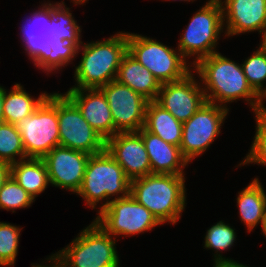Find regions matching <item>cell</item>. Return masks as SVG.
Wrapping results in <instances>:
<instances>
[{
  "label": "cell",
  "instance_id": "cell-1",
  "mask_svg": "<svg viewBox=\"0 0 266 267\" xmlns=\"http://www.w3.org/2000/svg\"><path fill=\"white\" fill-rule=\"evenodd\" d=\"M207 102L228 108L227 103L242 99L254 109L257 94L247 82L242 65L215 52L194 66Z\"/></svg>",
  "mask_w": 266,
  "mask_h": 267
},
{
  "label": "cell",
  "instance_id": "cell-2",
  "mask_svg": "<svg viewBox=\"0 0 266 267\" xmlns=\"http://www.w3.org/2000/svg\"><path fill=\"white\" fill-rule=\"evenodd\" d=\"M78 66H74L75 85L69 89L101 88L116 79L118 68L128 52L127 32L119 31L103 40L82 43Z\"/></svg>",
  "mask_w": 266,
  "mask_h": 267
},
{
  "label": "cell",
  "instance_id": "cell-3",
  "mask_svg": "<svg viewBox=\"0 0 266 267\" xmlns=\"http://www.w3.org/2000/svg\"><path fill=\"white\" fill-rule=\"evenodd\" d=\"M185 175L149 174L130 181V194L163 225H175L185 210Z\"/></svg>",
  "mask_w": 266,
  "mask_h": 267
},
{
  "label": "cell",
  "instance_id": "cell-4",
  "mask_svg": "<svg viewBox=\"0 0 266 267\" xmlns=\"http://www.w3.org/2000/svg\"><path fill=\"white\" fill-rule=\"evenodd\" d=\"M130 181L122 167L105 149L101 153L90 155L81 187L76 195L84 199L86 206L96 209L99 213L111 200L130 194ZM99 202L104 203L98 208Z\"/></svg>",
  "mask_w": 266,
  "mask_h": 267
},
{
  "label": "cell",
  "instance_id": "cell-5",
  "mask_svg": "<svg viewBox=\"0 0 266 267\" xmlns=\"http://www.w3.org/2000/svg\"><path fill=\"white\" fill-rule=\"evenodd\" d=\"M117 239L95 220L54 255L65 267H119Z\"/></svg>",
  "mask_w": 266,
  "mask_h": 267
},
{
  "label": "cell",
  "instance_id": "cell-6",
  "mask_svg": "<svg viewBox=\"0 0 266 267\" xmlns=\"http://www.w3.org/2000/svg\"><path fill=\"white\" fill-rule=\"evenodd\" d=\"M223 32L222 6L219 0H208L190 18L176 48L187 61L193 57L191 65L194 66L200 59L218 52L216 48Z\"/></svg>",
  "mask_w": 266,
  "mask_h": 267
},
{
  "label": "cell",
  "instance_id": "cell-7",
  "mask_svg": "<svg viewBox=\"0 0 266 267\" xmlns=\"http://www.w3.org/2000/svg\"><path fill=\"white\" fill-rule=\"evenodd\" d=\"M127 43L128 52L146 67L160 84L182 80L192 72L191 62L186 61L178 49L164 45L156 39L127 32Z\"/></svg>",
  "mask_w": 266,
  "mask_h": 267
},
{
  "label": "cell",
  "instance_id": "cell-8",
  "mask_svg": "<svg viewBox=\"0 0 266 267\" xmlns=\"http://www.w3.org/2000/svg\"><path fill=\"white\" fill-rule=\"evenodd\" d=\"M26 158H43L60 145L57 92L48 94L35 111L15 124Z\"/></svg>",
  "mask_w": 266,
  "mask_h": 267
},
{
  "label": "cell",
  "instance_id": "cell-9",
  "mask_svg": "<svg viewBox=\"0 0 266 267\" xmlns=\"http://www.w3.org/2000/svg\"><path fill=\"white\" fill-rule=\"evenodd\" d=\"M109 235L129 237L152 231L162 225L157 218L131 194L113 199L94 219Z\"/></svg>",
  "mask_w": 266,
  "mask_h": 267
},
{
  "label": "cell",
  "instance_id": "cell-10",
  "mask_svg": "<svg viewBox=\"0 0 266 267\" xmlns=\"http://www.w3.org/2000/svg\"><path fill=\"white\" fill-rule=\"evenodd\" d=\"M229 109L206 101L183 123L180 151L188 163L206 152L221 134Z\"/></svg>",
  "mask_w": 266,
  "mask_h": 267
},
{
  "label": "cell",
  "instance_id": "cell-11",
  "mask_svg": "<svg viewBox=\"0 0 266 267\" xmlns=\"http://www.w3.org/2000/svg\"><path fill=\"white\" fill-rule=\"evenodd\" d=\"M57 117L61 146L90 155L105 150L106 141L82 117L78 107L61 92H57Z\"/></svg>",
  "mask_w": 266,
  "mask_h": 267
},
{
  "label": "cell",
  "instance_id": "cell-12",
  "mask_svg": "<svg viewBox=\"0 0 266 267\" xmlns=\"http://www.w3.org/2000/svg\"><path fill=\"white\" fill-rule=\"evenodd\" d=\"M100 89L106 96L118 132H138L144 127L147 99L117 80Z\"/></svg>",
  "mask_w": 266,
  "mask_h": 267
},
{
  "label": "cell",
  "instance_id": "cell-13",
  "mask_svg": "<svg viewBox=\"0 0 266 267\" xmlns=\"http://www.w3.org/2000/svg\"><path fill=\"white\" fill-rule=\"evenodd\" d=\"M22 24L20 39L34 66H37L50 52L56 42L63 40L55 35V18L52 15V3L44 1L38 10L26 17Z\"/></svg>",
  "mask_w": 266,
  "mask_h": 267
},
{
  "label": "cell",
  "instance_id": "cell-14",
  "mask_svg": "<svg viewBox=\"0 0 266 267\" xmlns=\"http://www.w3.org/2000/svg\"><path fill=\"white\" fill-rule=\"evenodd\" d=\"M192 71L184 79L161 84L155 102L184 123L206 102L200 81Z\"/></svg>",
  "mask_w": 266,
  "mask_h": 267
},
{
  "label": "cell",
  "instance_id": "cell-15",
  "mask_svg": "<svg viewBox=\"0 0 266 267\" xmlns=\"http://www.w3.org/2000/svg\"><path fill=\"white\" fill-rule=\"evenodd\" d=\"M90 154L69 147L57 146L42 159L51 186L76 194L81 187Z\"/></svg>",
  "mask_w": 266,
  "mask_h": 267
},
{
  "label": "cell",
  "instance_id": "cell-16",
  "mask_svg": "<svg viewBox=\"0 0 266 267\" xmlns=\"http://www.w3.org/2000/svg\"><path fill=\"white\" fill-rule=\"evenodd\" d=\"M222 6L224 37L266 33V0H219Z\"/></svg>",
  "mask_w": 266,
  "mask_h": 267
},
{
  "label": "cell",
  "instance_id": "cell-17",
  "mask_svg": "<svg viewBox=\"0 0 266 267\" xmlns=\"http://www.w3.org/2000/svg\"><path fill=\"white\" fill-rule=\"evenodd\" d=\"M105 149L130 180L151 174L149 156L138 132H118L106 140Z\"/></svg>",
  "mask_w": 266,
  "mask_h": 267
},
{
  "label": "cell",
  "instance_id": "cell-18",
  "mask_svg": "<svg viewBox=\"0 0 266 267\" xmlns=\"http://www.w3.org/2000/svg\"><path fill=\"white\" fill-rule=\"evenodd\" d=\"M64 94L78 107L82 117L105 141L118 133L106 96L100 88L69 89Z\"/></svg>",
  "mask_w": 266,
  "mask_h": 267
},
{
  "label": "cell",
  "instance_id": "cell-19",
  "mask_svg": "<svg viewBox=\"0 0 266 267\" xmlns=\"http://www.w3.org/2000/svg\"><path fill=\"white\" fill-rule=\"evenodd\" d=\"M149 156L151 174L185 175L188 161L182 156L180 147L163 141L144 127L138 131Z\"/></svg>",
  "mask_w": 266,
  "mask_h": 267
},
{
  "label": "cell",
  "instance_id": "cell-20",
  "mask_svg": "<svg viewBox=\"0 0 266 267\" xmlns=\"http://www.w3.org/2000/svg\"><path fill=\"white\" fill-rule=\"evenodd\" d=\"M141 94L148 101H155L161 84L154 75L127 52L118 68L116 79Z\"/></svg>",
  "mask_w": 266,
  "mask_h": 267
},
{
  "label": "cell",
  "instance_id": "cell-21",
  "mask_svg": "<svg viewBox=\"0 0 266 267\" xmlns=\"http://www.w3.org/2000/svg\"><path fill=\"white\" fill-rule=\"evenodd\" d=\"M237 207L242 223L250 233L259 224L261 231L266 214V191L259 178H254L242 191L238 192Z\"/></svg>",
  "mask_w": 266,
  "mask_h": 267
},
{
  "label": "cell",
  "instance_id": "cell-22",
  "mask_svg": "<svg viewBox=\"0 0 266 267\" xmlns=\"http://www.w3.org/2000/svg\"><path fill=\"white\" fill-rule=\"evenodd\" d=\"M144 128L167 143L181 145L183 123L155 101L147 103Z\"/></svg>",
  "mask_w": 266,
  "mask_h": 267
},
{
  "label": "cell",
  "instance_id": "cell-23",
  "mask_svg": "<svg viewBox=\"0 0 266 267\" xmlns=\"http://www.w3.org/2000/svg\"><path fill=\"white\" fill-rule=\"evenodd\" d=\"M10 175L34 200L50 185L42 158H26L11 164Z\"/></svg>",
  "mask_w": 266,
  "mask_h": 267
},
{
  "label": "cell",
  "instance_id": "cell-24",
  "mask_svg": "<svg viewBox=\"0 0 266 267\" xmlns=\"http://www.w3.org/2000/svg\"><path fill=\"white\" fill-rule=\"evenodd\" d=\"M49 93L42 92L38 98L31 96L24 86L15 83L11 90L5 89L3 102L4 122L15 125L31 115Z\"/></svg>",
  "mask_w": 266,
  "mask_h": 267
},
{
  "label": "cell",
  "instance_id": "cell-25",
  "mask_svg": "<svg viewBox=\"0 0 266 267\" xmlns=\"http://www.w3.org/2000/svg\"><path fill=\"white\" fill-rule=\"evenodd\" d=\"M236 234L235 228L222 220L207 229L203 243L207 250L214 251V262L233 261L231 258L223 257L220 253L232 248L237 238Z\"/></svg>",
  "mask_w": 266,
  "mask_h": 267
},
{
  "label": "cell",
  "instance_id": "cell-26",
  "mask_svg": "<svg viewBox=\"0 0 266 267\" xmlns=\"http://www.w3.org/2000/svg\"><path fill=\"white\" fill-rule=\"evenodd\" d=\"M71 8L65 2H52V15L55 18V35L66 42L75 44L78 48L82 45V26L71 13Z\"/></svg>",
  "mask_w": 266,
  "mask_h": 267
},
{
  "label": "cell",
  "instance_id": "cell-27",
  "mask_svg": "<svg viewBox=\"0 0 266 267\" xmlns=\"http://www.w3.org/2000/svg\"><path fill=\"white\" fill-rule=\"evenodd\" d=\"M23 159H26V154L16 126L0 123V161L11 165Z\"/></svg>",
  "mask_w": 266,
  "mask_h": 267
},
{
  "label": "cell",
  "instance_id": "cell-28",
  "mask_svg": "<svg viewBox=\"0 0 266 267\" xmlns=\"http://www.w3.org/2000/svg\"><path fill=\"white\" fill-rule=\"evenodd\" d=\"M51 50L46 57L36 66L41 69L46 75L50 73H56V71L63 70L65 67L72 64L77 56L78 47L70 42L62 41L56 42L53 46H50ZM55 71V72H53Z\"/></svg>",
  "mask_w": 266,
  "mask_h": 267
},
{
  "label": "cell",
  "instance_id": "cell-29",
  "mask_svg": "<svg viewBox=\"0 0 266 267\" xmlns=\"http://www.w3.org/2000/svg\"><path fill=\"white\" fill-rule=\"evenodd\" d=\"M258 46L241 63L247 82L256 94L266 85V46L261 42Z\"/></svg>",
  "mask_w": 266,
  "mask_h": 267
},
{
  "label": "cell",
  "instance_id": "cell-30",
  "mask_svg": "<svg viewBox=\"0 0 266 267\" xmlns=\"http://www.w3.org/2000/svg\"><path fill=\"white\" fill-rule=\"evenodd\" d=\"M34 202V198L11 175L0 189V209L14 213L17 209L31 207Z\"/></svg>",
  "mask_w": 266,
  "mask_h": 267
},
{
  "label": "cell",
  "instance_id": "cell-31",
  "mask_svg": "<svg viewBox=\"0 0 266 267\" xmlns=\"http://www.w3.org/2000/svg\"><path fill=\"white\" fill-rule=\"evenodd\" d=\"M21 227L0 222V266H13L18 255Z\"/></svg>",
  "mask_w": 266,
  "mask_h": 267
},
{
  "label": "cell",
  "instance_id": "cell-32",
  "mask_svg": "<svg viewBox=\"0 0 266 267\" xmlns=\"http://www.w3.org/2000/svg\"><path fill=\"white\" fill-rule=\"evenodd\" d=\"M256 132L250 150L237 167L252 164L266 166V115H256Z\"/></svg>",
  "mask_w": 266,
  "mask_h": 267
},
{
  "label": "cell",
  "instance_id": "cell-33",
  "mask_svg": "<svg viewBox=\"0 0 266 267\" xmlns=\"http://www.w3.org/2000/svg\"><path fill=\"white\" fill-rule=\"evenodd\" d=\"M266 85L257 93V101L253 109V113L256 115H266Z\"/></svg>",
  "mask_w": 266,
  "mask_h": 267
},
{
  "label": "cell",
  "instance_id": "cell-34",
  "mask_svg": "<svg viewBox=\"0 0 266 267\" xmlns=\"http://www.w3.org/2000/svg\"><path fill=\"white\" fill-rule=\"evenodd\" d=\"M46 260V262H49V264L43 265L46 262L42 261V264L33 263L31 264V267H65L54 254H51L49 257L46 258Z\"/></svg>",
  "mask_w": 266,
  "mask_h": 267
},
{
  "label": "cell",
  "instance_id": "cell-35",
  "mask_svg": "<svg viewBox=\"0 0 266 267\" xmlns=\"http://www.w3.org/2000/svg\"><path fill=\"white\" fill-rule=\"evenodd\" d=\"M11 174V165L0 161V189Z\"/></svg>",
  "mask_w": 266,
  "mask_h": 267
},
{
  "label": "cell",
  "instance_id": "cell-36",
  "mask_svg": "<svg viewBox=\"0 0 266 267\" xmlns=\"http://www.w3.org/2000/svg\"><path fill=\"white\" fill-rule=\"evenodd\" d=\"M213 267H249V266H246L245 264H242L236 260H233V261L214 262Z\"/></svg>",
  "mask_w": 266,
  "mask_h": 267
},
{
  "label": "cell",
  "instance_id": "cell-37",
  "mask_svg": "<svg viewBox=\"0 0 266 267\" xmlns=\"http://www.w3.org/2000/svg\"><path fill=\"white\" fill-rule=\"evenodd\" d=\"M4 92L5 88L0 85V123L4 122V117H3Z\"/></svg>",
  "mask_w": 266,
  "mask_h": 267
},
{
  "label": "cell",
  "instance_id": "cell-38",
  "mask_svg": "<svg viewBox=\"0 0 266 267\" xmlns=\"http://www.w3.org/2000/svg\"><path fill=\"white\" fill-rule=\"evenodd\" d=\"M87 1H89V0H71L70 2L71 3L73 2L74 5H83Z\"/></svg>",
  "mask_w": 266,
  "mask_h": 267
},
{
  "label": "cell",
  "instance_id": "cell-39",
  "mask_svg": "<svg viewBox=\"0 0 266 267\" xmlns=\"http://www.w3.org/2000/svg\"><path fill=\"white\" fill-rule=\"evenodd\" d=\"M262 233H263V236L266 237V214H265V222H264V226H263V229H262Z\"/></svg>",
  "mask_w": 266,
  "mask_h": 267
},
{
  "label": "cell",
  "instance_id": "cell-40",
  "mask_svg": "<svg viewBox=\"0 0 266 267\" xmlns=\"http://www.w3.org/2000/svg\"><path fill=\"white\" fill-rule=\"evenodd\" d=\"M260 40H261V43H262L264 46H266V33H265L263 39H260Z\"/></svg>",
  "mask_w": 266,
  "mask_h": 267
},
{
  "label": "cell",
  "instance_id": "cell-41",
  "mask_svg": "<svg viewBox=\"0 0 266 267\" xmlns=\"http://www.w3.org/2000/svg\"><path fill=\"white\" fill-rule=\"evenodd\" d=\"M165 1H169L170 2L171 0H165ZM172 1H185V2L187 1V2H192L193 3L196 0H172Z\"/></svg>",
  "mask_w": 266,
  "mask_h": 267
}]
</instances>
